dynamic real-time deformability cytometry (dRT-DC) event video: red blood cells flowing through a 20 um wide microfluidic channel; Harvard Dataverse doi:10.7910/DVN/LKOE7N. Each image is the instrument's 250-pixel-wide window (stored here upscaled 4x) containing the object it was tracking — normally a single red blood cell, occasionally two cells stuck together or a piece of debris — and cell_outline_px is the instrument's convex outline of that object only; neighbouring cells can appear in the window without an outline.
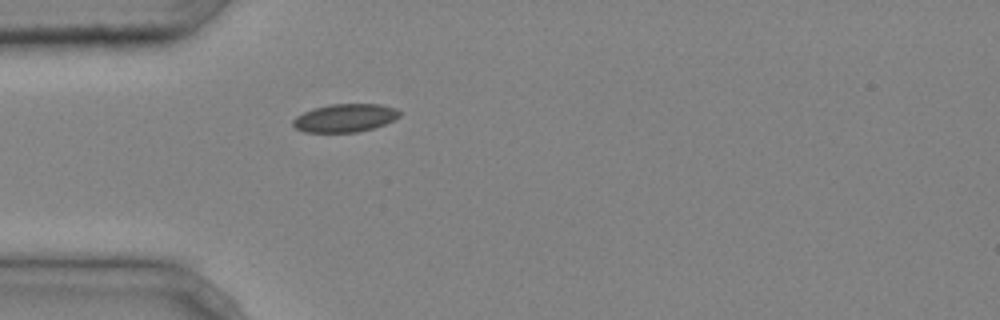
{"species": "common noctule bat (a hibernating species)", "species_latin": "Nyctalus noctula", "temperature_condition": "cold", "stored_images_in_passage": 1, "camera_frame_rate_fps": 3000, "um_per_image_px": 0.085, "animal": {"sex": "male", "body_mass_g": 20.4}, "frame": {"image": 1, "passage_image": 1, "time_ms": 0.0, "image_size_px": [1000, 320], "cell_outline_px": [[400, 116], [384, 124], [372, 128], [356, 132], [304, 132], [296, 128], [292, 124], [292, 120], [296, 116], [304, 112], [316, 108], [332, 104], [380, 104], [396, 108], [400, 112]], "centroid_in_image_um": [29.32, 10.02], "position_along_channel_um": 55.7, "area_um2": 17.28}}